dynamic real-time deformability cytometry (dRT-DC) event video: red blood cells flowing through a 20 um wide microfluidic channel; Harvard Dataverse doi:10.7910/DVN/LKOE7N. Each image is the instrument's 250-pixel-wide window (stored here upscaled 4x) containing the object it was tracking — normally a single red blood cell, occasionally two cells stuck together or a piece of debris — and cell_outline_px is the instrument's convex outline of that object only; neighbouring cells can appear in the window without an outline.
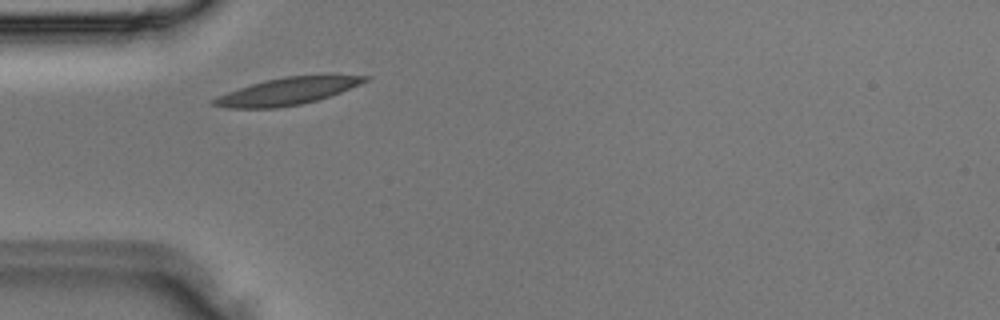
{"species": "Egyptian fruit bat (a non-hibernating species)", "species_latin": "Rousettus aegyptiacus", "temperature_condition": "room temperature", "stored_images_in_passage": 2, "camera_frame_rate_fps": 3000, "um_per_image_px": 0.085, "animal": {"sex": "male"}, "frame": {"image": 1, "passage_image": 1, "time_ms": 0.0, "image_size_px": [1000, 320], "cell_outline_px": [[372, 76], [368, 80], [360, 84], [340, 92], [316, 100], [300, 104], [276, 108], [228, 108], [212, 104], [212, 100], [228, 92], [264, 80], [284, 76]], "centroid_in_image_um": [24.4, 7.76], "position_along_channel_um": 60.6, "area_um2": 23.18}}